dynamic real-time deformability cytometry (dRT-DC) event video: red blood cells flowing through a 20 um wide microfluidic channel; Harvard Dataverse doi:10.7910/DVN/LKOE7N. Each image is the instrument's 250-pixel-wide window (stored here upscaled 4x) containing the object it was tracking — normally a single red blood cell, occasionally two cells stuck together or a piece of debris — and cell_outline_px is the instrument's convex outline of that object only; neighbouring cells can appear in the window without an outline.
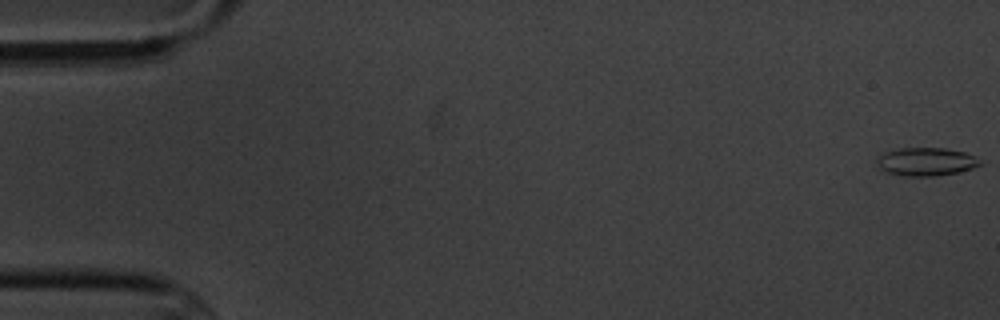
{"species": "common noctule bat (a hibernating species)", "species_latin": "Nyctalus noctula", "temperature_condition": "cold", "stored_images_in_passage": 6, "camera_frame_rate_fps": 3000, "um_per_image_px": 0.085, "animal": {"sex": "male", "body_mass_g": 20.1, "forearm_length_mm": 53.5}, "frame": {"image": 1, "passage_image": 1, "time_ms": 0.0, "image_size_px": [1000, 320], "cell_outline_px": [[984, 164], [960, 172], [936, 176], [904, 176], [888, 172], [880, 168], [876, 164], [876, 160], [884, 152], [900, 148], [944, 148], [964, 152], [976, 156]], "centroid_in_image_um": [78.75, 13.75], "position_along_channel_um": 6.3, "area_um2": 17.05}}